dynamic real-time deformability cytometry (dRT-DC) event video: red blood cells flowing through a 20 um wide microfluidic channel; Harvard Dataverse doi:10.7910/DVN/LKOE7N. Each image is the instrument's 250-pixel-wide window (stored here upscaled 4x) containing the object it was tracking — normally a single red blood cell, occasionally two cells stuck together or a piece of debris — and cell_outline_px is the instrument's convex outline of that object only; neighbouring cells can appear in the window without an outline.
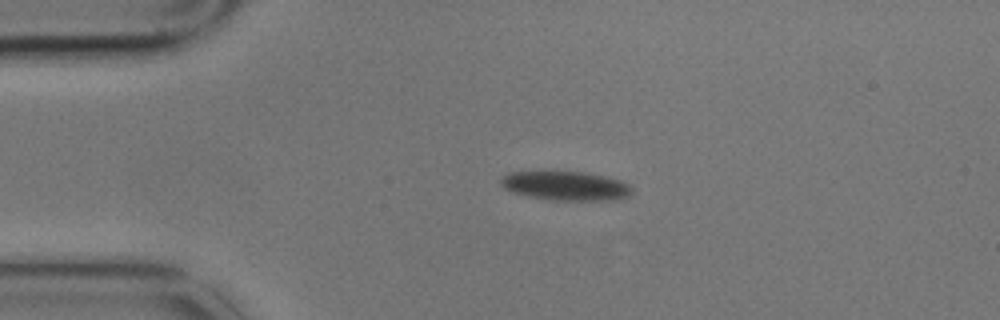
{"species": "common noctule bat (a hibernating species)", "species_latin": "Nyctalus noctula", "temperature_condition": "cold", "stored_images_in_passage": 5, "camera_frame_rate_fps": 3000, "um_per_image_px": 0.085, "animal": {"sex": "male", "body_mass_g": 17.9}, "frame": {"image": 1, "passage_image": 3, "time_ms": 0.667, "image_size_px": [1000, 320], "cell_outline_px": [[632, 192], [628, 196], [616, 200], [552, 200], [528, 196], [512, 192], [504, 188], [500, 184], [500, 180], [508, 172], [584, 172], [604, 176], [620, 180], [628, 184], [632, 188]], "centroid_in_image_um": [48.09, 15.8], "position_along_channel_um": 36.9, "area_um2": 22.14}}